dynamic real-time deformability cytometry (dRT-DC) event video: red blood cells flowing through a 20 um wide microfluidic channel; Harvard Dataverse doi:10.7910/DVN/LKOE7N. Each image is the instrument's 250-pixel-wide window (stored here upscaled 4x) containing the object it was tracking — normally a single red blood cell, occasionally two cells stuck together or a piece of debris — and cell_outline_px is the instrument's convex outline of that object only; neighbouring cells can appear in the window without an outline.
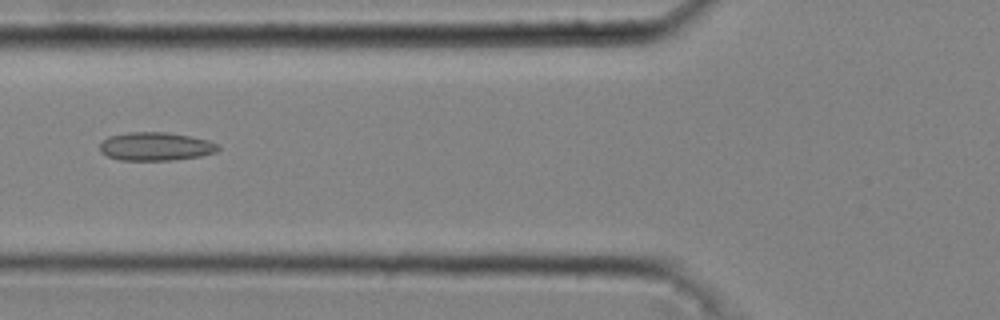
{"species": "common noctule bat (a hibernating species)", "species_latin": "Nyctalus noctula", "temperature_condition": "cold", "stored_images_in_passage": 4, "camera_frame_rate_fps": 3000, "um_per_image_px": 0.085, "animal": {"sex": "male", "body_mass_g": 20.4}, "frame": {"image": 1, "passage_image": 3, "time_ms": 0.667, "image_size_px": [1000, 320], "cell_outline_px": [[220, 148], [216, 152], [200, 156], [172, 160], [120, 160], [108, 156], [100, 152], [100, 144], [108, 136], [128, 132], [168, 132], [192, 136], [208, 140], [216, 144]], "centroid_in_image_um": [13.23, 12.44], "position_along_channel_um": 112.6, "area_um2": 19.59}}